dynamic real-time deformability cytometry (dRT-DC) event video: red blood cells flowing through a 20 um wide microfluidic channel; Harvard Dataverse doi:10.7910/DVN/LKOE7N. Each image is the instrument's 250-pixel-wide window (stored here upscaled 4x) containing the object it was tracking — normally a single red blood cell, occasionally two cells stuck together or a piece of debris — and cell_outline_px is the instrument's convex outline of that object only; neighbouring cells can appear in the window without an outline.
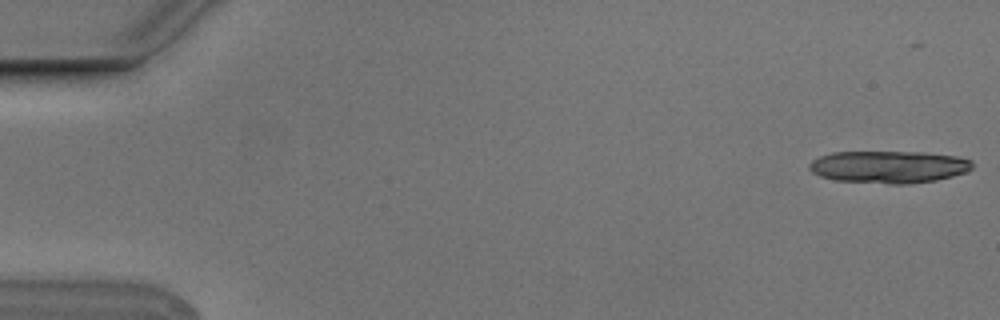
{"species": "Egyptian fruit bat (a non-hibernating species)", "species_latin": "Rousettus aegyptiacus", "temperature_condition": "cold", "stored_images_in_passage": 5, "camera_frame_rate_fps": 3000, "um_per_image_px": 0.085, "animal": {"sex": "male"}, "frame": {"image": 1, "passage_image": 1, "time_ms": 0.0, "image_size_px": [1000, 320], "cell_outline_px": [[972, 168], [964, 172], [952, 176], [936, 180], [908, 184], [888, 184], [836, 180], [820, 176], [812, 172], [808, 168], [808, 164], [812, 160], [820, 156], [832, 152], [924, 152], [956, 156], [972, 160]], "centroid_in_image_um": [75.52, 14.18], "position_along_channel_um": 9.5, "area_um2": 30.75}}